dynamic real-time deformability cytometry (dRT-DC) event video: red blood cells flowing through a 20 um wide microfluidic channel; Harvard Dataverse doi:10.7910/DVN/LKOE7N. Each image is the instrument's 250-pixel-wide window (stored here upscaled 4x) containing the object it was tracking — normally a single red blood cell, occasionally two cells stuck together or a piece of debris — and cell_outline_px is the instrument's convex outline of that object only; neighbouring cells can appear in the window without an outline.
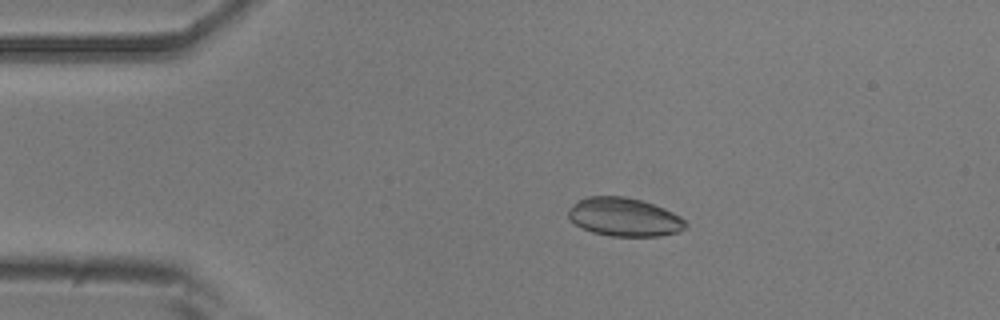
{"species": "common noctule bat (a hibernating species)", "species_latin": "Nyctalus noctula", "temperature_condition": "room temperature", "stored_images_in_passage": 52, "camera_frame_rate_fps": 3000, "um_per_image_px": 0.085, "animal": {"sex": "male", "body_mass_g": 20.5, "forearm_length_mm": 52.5}, "frame": {"image": 1, "passage_image": 9, "time_ms": 2.667, "image_size_px": [1000, 320], "cell_outline_px": [[688, 228], [676, 232], [660, 236], [612, 236], [592, 232], [576, 224], [568, 216], [568, 208], [576, 200], [588, 196], [624, 196], [640, 200], [664, 208], [680, 216], [688, 224]], "centroid_in_image_um": [53.06, 18.44], "position_along_channel_um": 31.9, "area_um2": 26.3}}
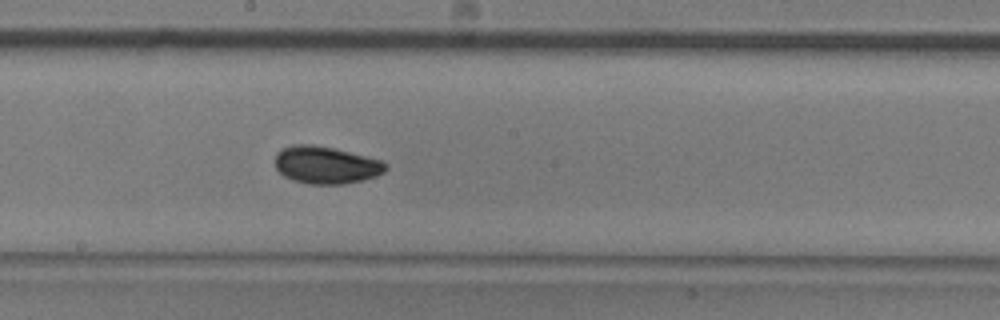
{"frame": {"image": 2, "passage_image": 27, "time_ms": 8.667, "image_size_px": [1000, 320], "cell_outline_px": [[388, 168], [384, 172], [376, 176], [364, 180], [344, 184], [308, 184], [292, 180], [284, 176], [276, 168], [276, 152], [280, 148], [292, 144], [312, 144], [332, 148], [384, 160], [388, 164]], "centroid_in_image_um": [27.72, 14.02], "position_along_channel_um": 220.5, "area_um2": 24.39}}
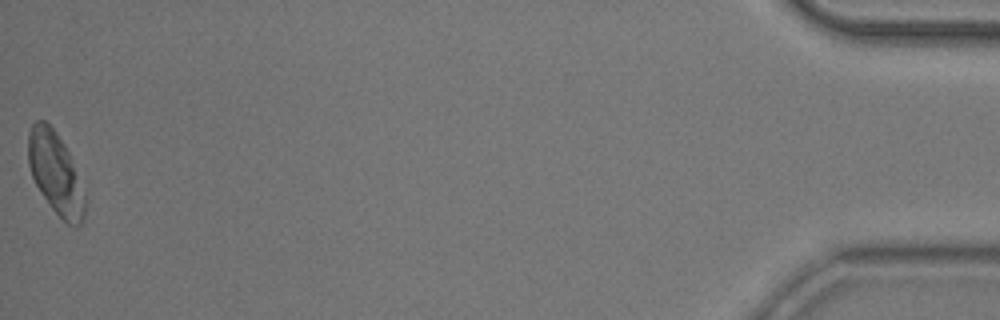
{"frame": {"image": 3, "passage_image": 51, "time_ms": 16.667, "image_size_px": [1000, 320], "cell_outline_px": [[88, 200], [84, 216], [80, 224], [76, 228], [68, 224], [52, 208], [36, 184], [32, 176], [28, 164], [28, 132], [32, 124], [36, 120], [44, 120], [56, 132], [64, 144], [68, 152]], "centroid_in_image_um": [4.74, 14.74], "position_along_channel_um": 430.5, "area_um2": 26.93}}